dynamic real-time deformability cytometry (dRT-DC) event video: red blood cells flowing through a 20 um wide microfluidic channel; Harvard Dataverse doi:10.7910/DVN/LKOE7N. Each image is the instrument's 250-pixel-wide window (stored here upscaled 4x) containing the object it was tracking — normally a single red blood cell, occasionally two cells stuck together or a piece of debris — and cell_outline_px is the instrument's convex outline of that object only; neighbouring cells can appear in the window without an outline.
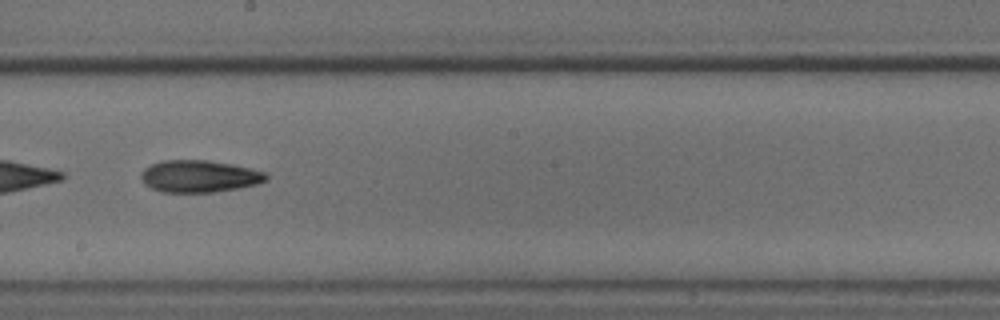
{"species": "common noctule bat (a hibernating species)", "species_latin": "Nyctalus noctula", "temperature_condition": "cold", "stored_images_in_passage": 34, "camera_frame_rate_fps": 3000, "um_per_image_px": 0.085, "animal": {"sex": "male", "body_mass_g": 18.8}, "frame": {"image": 1, "passage_image": 15, "time_ms": 4.667, "image_size_px": [1000, 320], "cell_outline_px": [[268, 180], [256, 184], [240, 188], [216, 192], [160, 192], [144, 184], [140, 176], [140, 172], [144, 168], [160, 160], [208, 160], [232, 164], [264, 172], [268, 176]], "centroid_in_image_um": [16.91, 14.98], "position_along_channel_um": 231.3, "area_um2": 23.52}, "authors_computed_cell_mechanics": {"area_um2": 22.6865, "velocity_mm_per_s": 3.8161, "shape_relaxation_time_tau1_ms": 6.578, "shape_relaxation_time_tau2_ms": null, "deformation_change_tau1": 0.1522, "deformation_change_tau2": null}}